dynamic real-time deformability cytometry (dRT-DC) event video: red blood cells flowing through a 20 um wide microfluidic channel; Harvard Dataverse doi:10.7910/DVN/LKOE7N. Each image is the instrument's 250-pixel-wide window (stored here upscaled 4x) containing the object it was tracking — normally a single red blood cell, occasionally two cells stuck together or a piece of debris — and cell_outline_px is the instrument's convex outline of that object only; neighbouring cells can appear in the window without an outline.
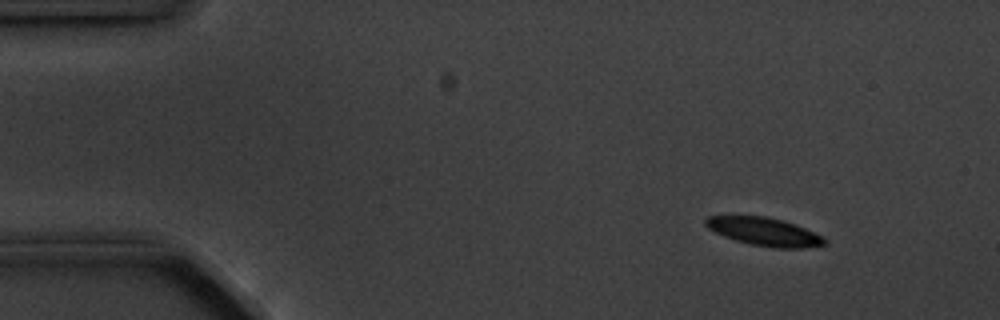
{"species": "common noctule bat (a hibernating species)", "species_latin": "Nyctalus noctula", "temperature_condition": "cold", "stored_images_in_passage": 5, "camera_frame_rate_fps": 3000, "um_per_image_px": 0.085, "animal": {"sex": "male", "body_mass_g": 20.1, "forearm_length_mm": 53.5}, "frame": {"image": 1, "passage_image": 5, "time_ms": 5.667, "image_size_px": [1000, 320], "cell_outline_px": [[828, 244], [804, 248], [772, 248], [752, 244], [736, 240], [724, 236], [708, 228], [704, 224], [704, 220], [708, 216], [768, 216], [784, 220], [824, 236], [828, 240]], "centroid_in_image_um": [65.01, 19.69], "position_along_channel_um": 20.0, "area_um2": 19.59}}